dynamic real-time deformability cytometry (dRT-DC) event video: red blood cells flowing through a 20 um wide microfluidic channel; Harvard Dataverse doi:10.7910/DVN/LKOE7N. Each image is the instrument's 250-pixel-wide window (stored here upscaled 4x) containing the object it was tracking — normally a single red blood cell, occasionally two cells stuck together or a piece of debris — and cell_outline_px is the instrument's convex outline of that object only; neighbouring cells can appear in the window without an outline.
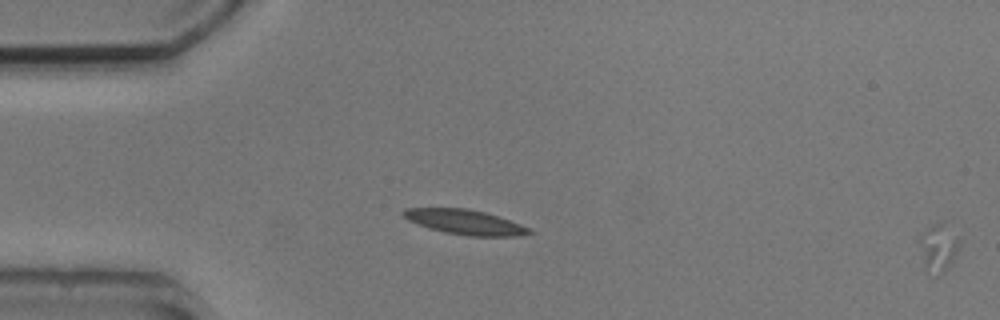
{"species": "common noctule bat (a hibernating species)", "species_latin": "Nyctalus noctula", "temperature_condition": "cold", "stored_images_in_passage": 5, "camera_frame_rate_fps": 3000, "um_per_image_px": 0.085, "animal": {"sex": "male", "body_mass_g": 20.5, "forearm_length_mm": 52.5}, "frame": {"image": 1, "passage_image": 1, "time_ms": 0.0, "image_size_px": [1000, 320], "cell_outline_px": [[960, 248], [956, 256], [940, 272], [924, 264], [920, 244], [920, 240], [924, 232], [932, 224], [940, 220], [960, 240]], "centroid_in_image_um": [79.81, 20.92], "position_along_channel_um": 5.2, "area_um2": 10.06}}